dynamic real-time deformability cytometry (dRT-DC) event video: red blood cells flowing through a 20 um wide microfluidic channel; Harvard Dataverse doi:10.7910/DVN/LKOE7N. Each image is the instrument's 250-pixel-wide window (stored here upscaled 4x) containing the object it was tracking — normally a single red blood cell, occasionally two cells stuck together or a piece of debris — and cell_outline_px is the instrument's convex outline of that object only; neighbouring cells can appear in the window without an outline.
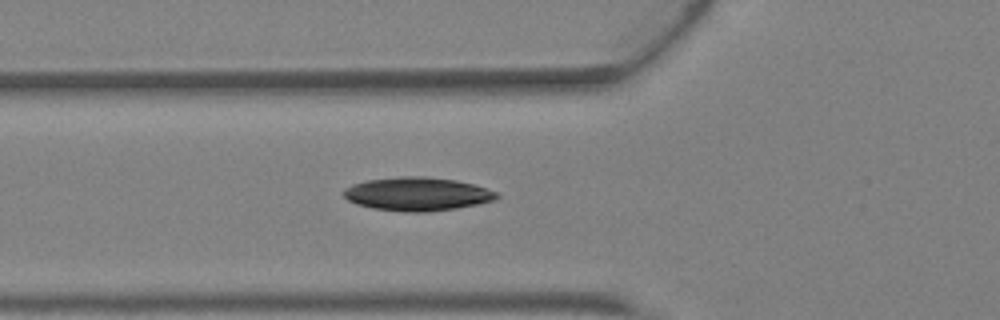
{"species": "Egyptian fruit bat (a non-hibernating species)", "species_latin": "Rousettus aegyptiacus", "temperature_condition": "warm", "stored_images_in_passage": 5, "camera_frame_rate_fps": 3000, "um_per_image_px": 0.085, "animal": {"sex": "female"}, "frame": {"image": 1, "passage_image": 5, "time_ms": 1.333, "image_size_px": [1000, 320], "cell_outline_px": [[500, 196], [492, 200], [480, 204], [456, 208], [424, 212], [412, 212], [372, 208], [356, 204], [348, 200], [344, 196], [344, 188], [352, 184], [368, 180], [400, 176], [424, 176], [456, 180], [472, 184], [496, 192]], "centroid_in_image_um": [35.45, 16.48], "position_along_channel_um": 90.4, "area_um2": 29.65}}